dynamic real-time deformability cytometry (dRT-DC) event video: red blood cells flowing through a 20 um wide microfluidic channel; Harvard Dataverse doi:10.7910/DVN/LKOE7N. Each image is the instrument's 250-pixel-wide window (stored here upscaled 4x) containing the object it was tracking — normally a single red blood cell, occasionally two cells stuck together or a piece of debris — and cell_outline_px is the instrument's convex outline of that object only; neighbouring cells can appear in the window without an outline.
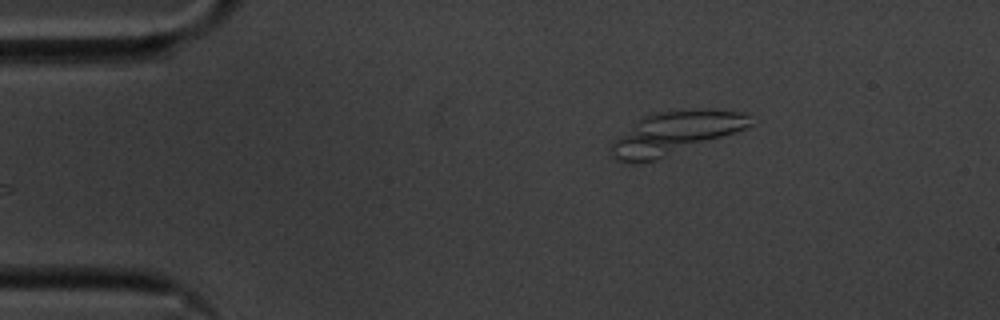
{"species": "common noctule bat (a hibernating species)", "species_latin": "Nyctalus noctula", "temperature_condition": "cold", "stored_images_in_passage": 39, "segment_of_instrument_passage": [1, 2], "camera_frame_rate_fps": 3000, "um_per_image_px": 0.085, "animal": {"sex": "male", "body_mass_g": 20.1, "forearm_length_mm": 53.5}, "frame": {"image": 1, "passage_image": 1, "time_ms": 0.0, "image_size_px": [1000, 320], "cell_outline_px": [[752, 124], [744, 128], [656, 160], [632, 164], [620, 160], [612, 152], [612, 144], [616, 140], [644, 116], [656, 112], [740, 112], [748, 116]], "centroid_in_image_um": [57.31, 11.36], "position_along_channel_um": 27.7, "area_um2": 32.08}}